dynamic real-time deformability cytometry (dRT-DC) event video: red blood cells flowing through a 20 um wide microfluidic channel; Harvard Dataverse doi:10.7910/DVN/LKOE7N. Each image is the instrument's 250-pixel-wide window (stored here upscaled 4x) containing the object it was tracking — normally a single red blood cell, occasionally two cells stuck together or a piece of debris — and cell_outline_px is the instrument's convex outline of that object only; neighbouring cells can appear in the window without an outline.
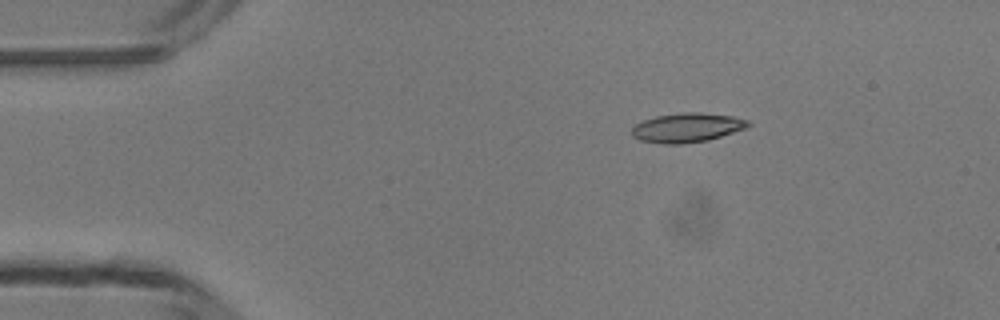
{"species": "common noctule bat (a hibernating species)", "species_latin": "Nyctalus noctula", "temperature_condition": "room temperature", "stored_images_in_passage": 41, "camera_frame_rate_fps": 3000, "um_per_image_px": 0.085, "animal": {"sex": "male", "body_mass_g": 13.3}, "frame": {"image": 1, "passage_image": 1, "time_ms": 0.0, "image_size_px": [1000, 320], "cell_outline_px": [[752, 124], [744, 128], [708, 140], [680, 144], [664, 144], [640, 140], [632, 136], [632, 128], [636, 124], [644, 120], [656, 116], [680, 112], [700, 112], [732, 116], [748, 120]], "centroid_in_image_um": [58.38, 10.84], "position_along_channel_um": 26.6, "area_um2": 19.71}}
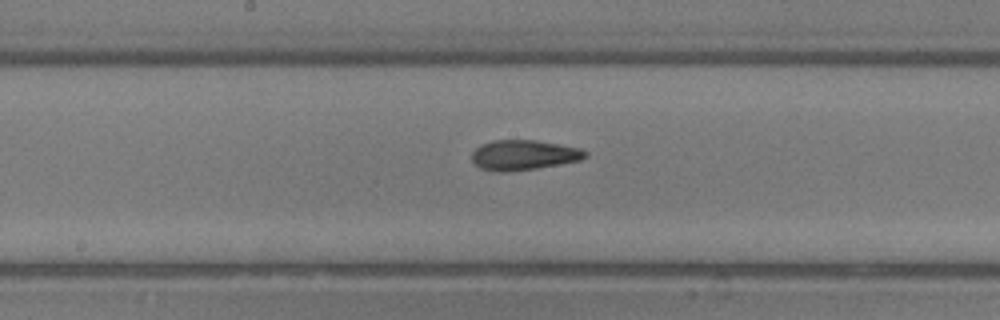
{"frame": {"image": 2, "passage_image": 18, "time_ms": 5.667, "image_size_px": [1000, 320], "cell_outline_px": [[588, 156], [580, 160], [536, 168], [504, 172], [496, 172], [480, 168], [472, 160], [472, 152], [480, 144], [492, 140], [536, 140], [580, 148], [588, 152]], "centroid_in_image_um": [44.49, 13.17], "position_along_channel_um": 203.7, "area_um2": 19.83}}
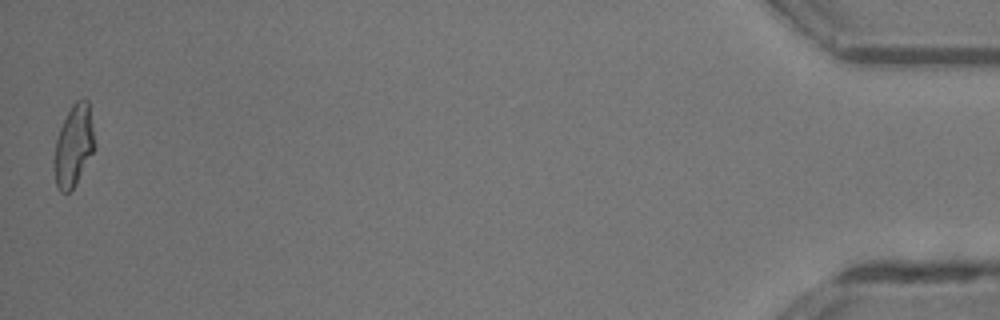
{"frame": {"image": 3, "passage_image": 41, "time_ms": 13.333, "image_size_px": [1000, 320], "cell_outline_px": [[96, 148], [76, 184], [68, 192], [60, 192], [56, 184], [52, 164], [52, 160], [56, 140], [60, 128], [72, 104], [76, 100], [84, 96], [88, 100], [96, 144]], "centroid_in_image_um": [6.26, 12.38], "position_along_channel_um": 428.9, "area_um2": 19.65}, "authors_computed_cell_mechanics": {"area_um2": 19.363, "velocity_mm_per_s": 4.2508, "shape_relaxation_time_tau1_ms": 4.9626, "shape_relaxation_time_tau2_ms": 2.5392, "deformation_change_tau1": 0.2067, "deformation_change_tau2": 0.1125}}